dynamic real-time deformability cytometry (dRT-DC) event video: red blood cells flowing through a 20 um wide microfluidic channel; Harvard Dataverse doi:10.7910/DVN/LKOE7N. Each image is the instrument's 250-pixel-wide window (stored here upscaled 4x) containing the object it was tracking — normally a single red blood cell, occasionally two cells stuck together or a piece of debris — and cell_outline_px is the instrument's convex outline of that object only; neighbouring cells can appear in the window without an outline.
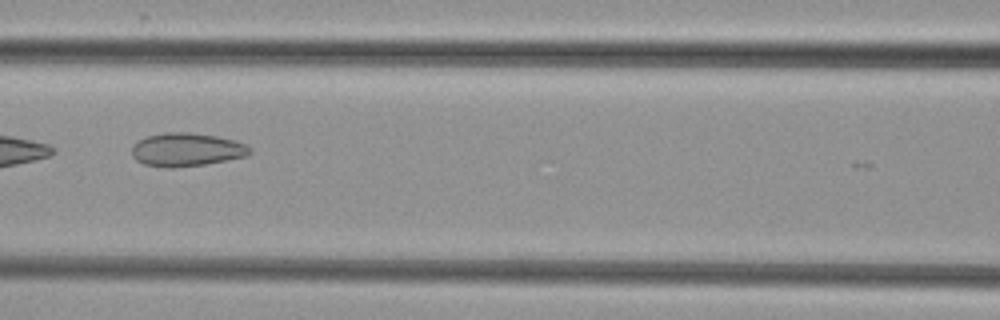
{"species": "common noctule bat (a hibernating species)", "species_latin": "Nyctalus noctula", "temperature_condition": "cold", "stored_images_in_passage": 8, "camera_frame_rate_fps": 3000, "um_per_image_px": 0.085, "animal": {"sex": "female", "body_mass_g": 29.2, "forearm_length_mm": 56.3}, "frame": {"image": 1, "passage_image": 6, "time_ms": 5.667, "image_size_px": [1000, 320], "cell_outline_px": [[252, 152], [248, 156], [204, 164], [172, 168], [168, 168], [144, 164], [136, 160], [132, 156], [132, 148], [140, 140], [148, 136], [164, 132], [188, 132], [216, 136], [236, 140], [248, 144], [252, 148]], "centroid_in_image_um": [15.91, 12.72], "position_along_channel_um": 150.7, "area_um2": 23.0}}
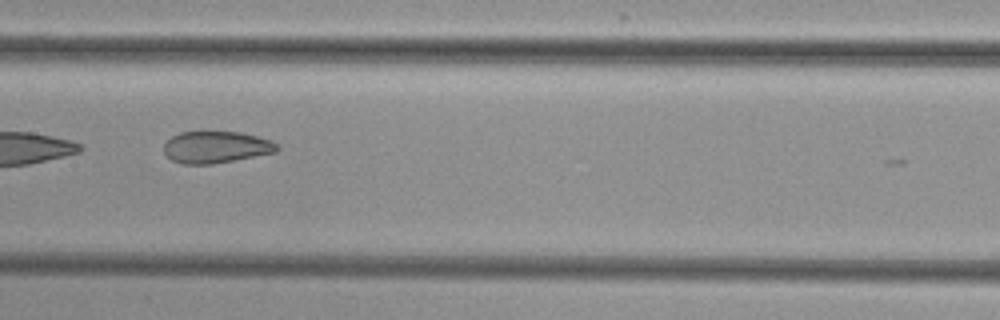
{"frame": {"image": 2, "passage_image": 7, "time_ms": 6.667, "image_size_px": [1000, 320], "cell_outline_px": [[280, 148], [276, 152], [212, 164], [184, 164], [172, 160], [164, 152], [164, 144], [172, 136], [180, 132], [240, 132], [272, 140]], "centroid_in_image_um": [18.37, 12.5], "position_along_channel_um": 189.0, "area_um2": 20.81}}
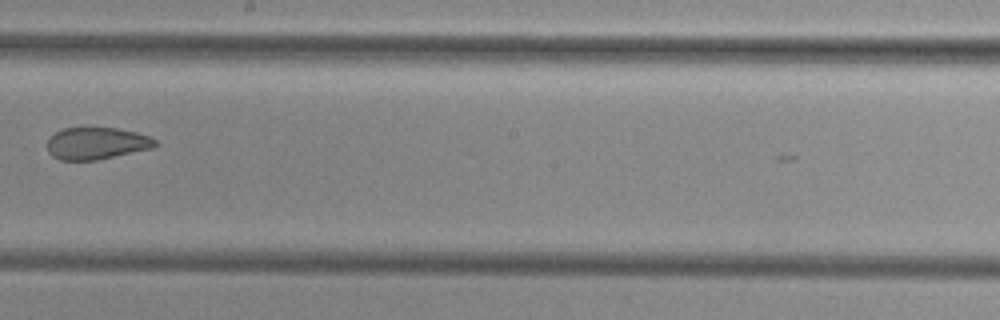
{"frame": {"image": 3, "passage_image": 8, "time_ms": 8.0, "image_size_px": [1000, 320], "cell_outline_px": [[160, 144], [152, 148], [96, 160], [60, 160], [52, 156], [48, 152], [48, 136], [64, 128], [116, 128], [136, 132], [148, 136], [156, 140]], "centroid_in_image_um": [8.2, 12.18], "position_along_channel_um": 240.0, "area_um2": 20.11}}